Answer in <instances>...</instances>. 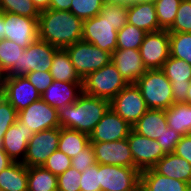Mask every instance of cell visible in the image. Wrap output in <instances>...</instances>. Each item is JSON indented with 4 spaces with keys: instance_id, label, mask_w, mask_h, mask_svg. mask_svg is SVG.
Masks as SVG:
<instances>
[{
    "instance_id": "1",
    "label": "cell",
    "mask_w": 191,
    "mask_h": 191,
    "mask_svg": "<svg viewBox=\"0 0 191 191\" xmlns=\"http://www.w3.org/2000/svg\"><path fill=\"white\" fill-rule=\"evenodd\" d=\"M83 22L70 11H41L38 19L39 39L64 49L82 40Z\"/></svg>"
},
{
    "instance_id": "2",
    "label": "cell",
    "mask_w": 191,
    "mask_h": 191,
    "mask_svg": "<svg viewBox=\"0 0 191 191\" xmlns=\"http://www.w3.org/2000/svg\"><path fill=\"white\" fill-rule=\"evenodd\" d=\"M110 108V101L82 93L70 105L58 109L60 127L90 135Z\"/></svg>"
},
{
    "instance_id": "3",
    "label": "cell",
    "mask_w": 191,
    "mask_h": 191,
    "mask_svg": "<svg viewBox=\"0 0 191 191\" xmlns=\"http://www.w3.org/2000/svg\"><path fill=\"white\" fill-rule=\"evenodd\" d=\"M135 84L149 109L166 110L174 103L171 82L161 69H147Z\"/></svg>"
},
{
    "instance_id": "4",
    "label": "cell",
    "mask_w": 191,
    "mask_h": 191,
    "mask_svg": "<svg viewBox=\"0 0 191 191\" xmlns=\"http://www.w3.org/2000/svg\"><path fill=\"white\" fill-rule=\"evenodd\" d=\"M128 83L110 62L82 80L83 93L111 101Z\"/></svg>"
},
{
    "instance_id": "5",
    "label": "cell",
    "mask_w": 191,
    "mask_h": 191,
    "mask_svg": "<svg viewBox=\"0 0 191 191\" xmlns=\"http://www.w3.org/2000/svg\"><path fill=\"white\" fill-rule=\"evenodd\" d=\"M64 49L69 54L70 60L82 80L88 74L109 64L112 59L111 53L83 40Z\"/></svg>"
},
{
    "instance_id": "6",
    "label": "cell",
    "mask_w": 191,
    "mask_h": 191,
    "mask_svg": "<svg viewBox=\"0 0 191 191\" xmlns=\"http://www.w3.org/2000/svg\"><path fill=\"white\" fill-rule=\"evenodd\" d=\"M110 107L131 126L149 109L135 83L127 84L110 101Z\"/></svg>"
},
{
    "instance_id": "7",
    "label": "cell",
    "mask_w": 191,
    "mask_h": 191,
    "mask_svg": "<svg viewBox=\"0 0 191 191\" xmlns=\"http://www.w3.org/2000/svg\"><path fill=\"white\" fill-rule=\"evenodd\" d=\"M141 172L134 167L100 164L101 191H136Z\"/></svg>"
},
{
    "instance_id": "8",
    "label": "cell",
    "mask_w": 191,
    "mask_h": 191,
    "mask_svg": "<svg viewBox=\"0 0 191 191\" xmlns=\"http://www.w3.org/2000/svg\"><path fill=\"white\" fill-rule=\"evenodd\" d=\"M59 48L37 39L27 46L19 59V76L31 71H50L55 52Z\"/></svg>"
},
{
    "instance_id": "9",
    "label": "cell",
    "mask_w": 191,
    "mask_h": 191,
    "mask_svg": "<svg viewBox=\"0 0 191 191\" xmlns=\"http://www.w3.org/2000/svg\"><path fill=\"white\" fill-rule=\"evenodd\" d=\"M139 52L147 69H161L170 57L168 30L147 33L139 47Z\"/></svg>"
},
{
    "instance_id": "10",
    "label": "cell",
    "mask_w": 191,
    "mask_h": 191,
    "mask_svg": "<svg viewBox=\"0 0 191 191\" xmlns=\"http://www.w3.org/2000/svg\"><path fill=\"white\" fill-rule=\"evenodd\" d=\"M60 127L46 129L29 139L27 153L22 162L27 167L42 166L47 158L58 149Z\"/></svg>"
},
{
    "instance_id": "11",
    "label": "cell",
    "mask_w": 191,
    "mask_h": 191,
    "mask_svg": "<svg viewBox=\"0 0 191 191\" xmlns=\"http://www.w3.org/2000/svg\"><path fill=\"white\" fill-rule=\"evenodd\" d=\"M127 142L134 160V168L140 172L153 168L165 156L157 140L141 136L133 130L130 131Z\"/></svg>"
},
{
    "instance_id": "12",
    "label": "cell",
    "mask_w": 191,
    "mask_h": 191,
    "mask_svg": "<svg viewBox=\"0 0 191 191\" xmlns=\"http://www.w3.org/2000/svg\"><path fill=\"white\" fill-rule=\"evenodd\" d=\"M38 19L4 12L3 38L26 48L39 38Z\"/></svg>"
},
{
    "instance_id": "13",
    "label": "cell",
    "mask_w": 191,
    "mask_h": 191,
    "mask_svg": "<svg viewBox=\"0 0 191 191\" xmlns=\"http://www.w3.org/2000/svg\"><path fill=\"white\" fill-rule=\"evenodd\" d=\"M118 31L106 19L99 14L93 18L84 20L82 40L92 43L96 47L113 53L117 49Z\"/></svg>"
},
{
    "instance_id": "14",
    "label": "cell",
    "mask_w": 191,
    "mask_h": 191,
    "mask_svg": "<svg viewBox=\"0 0 191 191\" xmlns=\"http://www.w3.org/2000/svg\"><path fill=\"white\" fill-rule=\"evenodd\" d=\"M17 118L34 133L60 127L58 110L42 99L19 111Z\"/></svg>"
},
{
    "instance_id": "15",
    "label": "cell",
    "mask_w": 191,
    "mask_h": 191,
    "mask_svg": "<svg viewBox=\"0 0 191 191\" xmlns=\"http://www.w3.org/2000/svg\"><path fill=\"white\" fill-rule=\"evenodd\" d=\"M131 130L132 126L110 107L96 124L89 138L90 142L119 141L127 138Z\"/></svg>"
},
{
    "instance_id": "16",
    "label": "cell",
    "mask_w": 191,
    "mask_h": 191,
    "mask_svg": "<svg viewBox=\"0 0 191 191\" xmlns=\"http://www.w3.org/2000/svg\"><path fill=\"white\" fill-rule=\"evenodd\" d=\"M98 164L134 167L127 138L111 142H90Z\"/></svg>"
},
{
    "instance_id": "17",
    "label": "cell",
    "mask_w": 191,
    "mask_h": 191,
    "mask_svg": "<svg viewBox=\"0 0 191 191\" xmlns=\"http://www.w3.org/2000/svg\"><path fill=\"white\" fill-rule=\"evenodd\" d=\"M161 70L171 82L173 102H186L191 81V65L184 60L170 56Z\"/></svg>"
},
{
    "instance_id": "18",
    "label": "cell",
    "mask_w": 191,
    "mask_h": 191,
    "mask_svg": "<svg viewBox=\"0 0 191 191\" xmlns=\"http://www.w3.org/2000/svg\"><path fill=\"white\" fill-rule=\"evenodd\" d=\"M2 95L17 112L41 99V94L25 76L7 77Z\"/></svg>"
},
{
    "instance_id": "19",
    "label": "cell",
    "mask_w": 191,
    "mask_h": 191,
    "mask_svg": "<svg viewBox=\"0 0 191 191\" xmlns=\"http://www.w3.org/2000/svg\"><path fill=\"white\" fill-rule=\"evenodd\" d=\"M34 135L18 118L5 132L2 140L3 150L14 162H23L27 153L29 139Z\"/></svg>"
},
{
    "instance_id": "20",
    "label": "cell",
    "mask_w": 191,
    "mask_h": 191,
    "mask_svg": "<svg viewBox=\"0 0 191 191\" xmlns=\"http://www.w3.org/2000/svg\"><path fill=\"white\" fill-rule=\"evenodd\" d=\"M111 62L128 84L135 83L147 71L139 50L116 49L112 53Z\"/></svg>"
},
{
    "instance_id": "21",
    "label": "cell",
    "mask_w": 191,
    "mask_h": 191,
    "mask_svg": "<svg viewBox=\"0 0 191 191\" xmlns=\"http://www.w3.org/2000/svg\"><path fill=\"white\" fill-rule=\"evenodd\" d=\"M82 93V82L53 80V83L41 94V99L58 110L73 104Z\"/></svg>"
},
{
    "instance_id": "22",
    "label": "cell",
    "mask_w": 191,
    "mask_h": 191,
    "mask_svg": "<svg viewBox=\"0 0 191 191\" xmlns=\"http://www.w3.org/2000/svg\"><path fill=\"white\" fill-rule=\"evenodd\" d=\"M128 23L147 33L162 30L159 27L153 1L127 6Z\"/></svg>"
},
{
    "instance_id": "23",
    "label": "cell",
    "mask_w": 191,
    "mask_h": 191,
    "mask_svg": "<svg viewBox=\"0 0 191 191\" xmlns=\"http://www.w3.org/2000/svg\"><path fill=\"white\" fill-rule=\"evenodd\" d=\"M167 127L165 110L148 109L132 126V130L141 136L156 140Z\"/></svg>"
},
{
    "instance_id": "24",
    "label": "cell",
    "mask_w": 191,
    "mask_h": 191,
    "mask_svg": "<svg viewBox=\"0 0 191 191\" xmlns=\"http://www.w3.org/2000/svg\"><path fill=\"white\" fill-rule=\"evenodd\" d=\"M153 169L161 175L191 185V164L175 153L165 154V156L155 164Z\"/></svg>"
},
{
    "instance_id": "25",
    "label": "cell",
    "mask_w": 191,
    "mask_h": 191,
    "mask_svg": "<svg viewBox=\"0 0 191 191\" xmlns=\"http://www.w3.org/2000/svg\"><path fill=\"white\" fill-rule=\"evenodd\" d=\"M189 183L157 173L153 168L140 174V188L144 191H188Z\"/></svg>"
},
{
    "instance_id": "26",
    "label": "cell",
    "mask_w": 191,
    "mask_h": 191,
    "mask_svg": "<svg viewBox=\"0 0 191 191\" xmlns=\"http://www.w3.org/2000/svg\"><path fill=\"white\" fill-rule=\"evenodd\" d=\"M28 167L13 162L0 172V191H28Z\"/></svg>"
},
{
    "instance_id": "27",
    "label": "cell",
    "mask_w": 191,
    "mask_h": 191,
    "mask_svg": "<svg viewBox=\"0 0 191 191\" xmlns=\"http://www.w3.org/2000/svg\"><path fill=\"white\" fill-rule=\"evenodd\" d=\"M168 127L182 136L191 134V105L186 102L173 103L165 110Z\"/></svg>"
},
{
    "instance_id": "28",
    "label": "cell",
    "mask_w": 191,
    "mask_h": 191,
    "mask_svg": "<svg viewBox=\"0 0 191 191\" xmlns=\"http://www.w3.org/2000/svg\"><path fill=\"white\" fill-rule=\"evenodd\" d=\"M50 74L53 80L62 82H82V79L77 74L69 54L65 49H58L55 52Z\"/></svg>"
},
{
    "instance_id": "29",
    "label": "cell",
    "mask_w": 191,
    "mask_h": 191,
    "mask_svg": "<svg viewBox=\"0 0 191 191\" xmlns=\"http://www.w3.org/2000/svg\"><path fill=\"white\" fill-rule=\"evenodd\" d=\"M24 50L9 39H0V66L7 77L19 76V59Z\"/></svg>"
},
{
    "instance_id": "30",
    "label": "cell",
    "mask_w": 191,
    "mask_h": 191,
    "mask_svg": "<svg viewBox=\"0 0 191 191\" xmlns=\"http://www.w3.org/2000/svg\"><path fill=\"white\" fill-rule=\"evenodd\" d=\"M90 144L89 135L76 130L60 127L58 149L73 158Z\"/></svg>"
},
{
    "instance_id": "31",
    "label": "cell",
    "mask_w": 191,
    "mask_h": 191,
    "mask_svg": "<svg viewBox=\"0 0 191 191\" xmlns=\"http://www.w3.org/2000/svg\"><path fill=\"white\" fill-rule=\"evenodd\" d=\"M28 191H58L57 176L42 166L28 167Z\"/></svg>"
},
{
    "instance_id": "32",
    "label": "cell",
    "mask_w": 191,
    "mask_h": 191,
    "mask_svg": "<svg viewBox=\"0 0 191 191\" xmlns=\"http://www.w3.org/2000/svg\"><path fill=\"white\" fill-rule=\"evenodd\" d=\"M182 0H154L159 27L168 30L175 21Z\"/></svg>"
},
{
    "instance_id": "33",
    "label": "cell",
    "mask_w": 191,
    "mask_h": 191,
    "mask_svg": "<svg viewBox=\"0 0 191 191\" xmlns=\"http://www.w3.org/2000/svg\"><path fill=\"white\" fill-rule=\"evenodd\" d=\"M147 32L127 23L118 31L117 49L139 50Z\"/></svg>"
},
{
    "instance_id": "34",
    "label": "cell",
    "mask_w": 191,
    "mask_h": 191,
    "mask_svg": "<svg viewBox=\"0 0 191 191\" xmlns=\"http://www.w3.org/2000/svg\"><path fill=\"white\" fill-rule=\"evenodd\" d=\"M170 56L191 65V33H169Z\"/></svg>"
},
{
    "instance_id": "35",
    "label": "cell",
    "mask_w": 191,
    "mask_h": 191,
    "mask_svg": "<svg viewBox=\"0 0 191 191\" xmlns=\"http://www.w3.org/2000/svg\"><path fill=\"white\" fill-rule=\"evenodd\" d=\"M99 15L107 19L116 31L121 30L128 23L127 5L105 2Z\"/></svg>"
},
{
    "instance_id": "36",
    "label": "cell",
    "mask_w": 191,
    "mask_h": 191,
    "mask_svg": "<svg viewBox=\"0 0 191 191\" xmlns=\"http://www.w3.org/2000/svg\"><path fill=\"white\" fill-rule=\"evenodd\" d=\"M0 10L33 19H39L40 14L32 0H0Z\"/></svg>"
},
{
    "instance_id": "37",
    "label": "cell",
    "mask_w": 191,
    "mask_h": 191,
    "mask_svg": "<svg viewBox=\"0 0 191 191\" xmlns=\"http://www.w3.org/2000/svg\"><path fill=\"white\" fill-rule=\"evenodd\" d=\"M104 3L105 0H72L70 12L84 21L97 16Z\"/></svg>"
},
{
    "instance_id": "38",
    "label": "cell",
    "mask_w": 191,
    "mask_h": 191,
    "mask_svg": "<svg viewBox=\"0 0 191 191\" xmlns=\"http://www.w3.org/2000/svg\"><path fill=\"white\" fill-rule=\"evenodd\" d=\"M169 33H191V0H182Z\"/></svg>"
},
{
    "instance_id": "39",
    "label": "cell",
    "mask_w": 191,
    "mask_h": 191,
    "mask_svg": "<svg viewBox=\"0 0 191 191\" xmlns=\"http://www.w3.org/2000/svg\"><path fill=\"white\" fill-rule=\"evenodd\" d=\"M17 116L16 109L0 94V149H3L2 140L5 132L16 122Z\"/></svg>"
},
{
    "instance_id": "40",
    "label": "cell",
    "mask_w": 191,
    "mask_h": 191,
    "mask_svg": "<svg viewBox=\"0 0 191 191\" xmlns=\"http://www.w3.org/2000/svg\"><path fill=\"white\" fill-rule=\"evenodd\" d=\"M42 167L59 176L71 167V158L57 149L47 158Z\"/></svg>"
},
{
    "instance_id": "41",
    "label": "cell",
    "mask_w": 191,
    "mask_h": 191,
    "mask_svg": "<svg viewBox=\"0 0 191 191\" xmlns=\"http://www.w3.org/2000/svg\"><path fill=\"white\" fill-rule=\"evenodd\" d=\"M81 191H101L100 186V164L96 163L86 168L80 177Z\"/></svg>"
},
{
    "instance_id": "42",
    "label": "cell",
    "mask_w": 191,
    "mask_h": 191,
    "mask_svg": "<svg viewBox=\"0 0 191 191\" xmlns=\"http://www.w3.org/2000/svg\"><path fill=\"white\" fill-rule=\"evenodd\" d=\"M81 174L72 166L69 167L65 172L57 176L58 191H81Z\"/></svg>"
},
{
    "instance_id": "43",
    "label": "cell",
    "mask_w": 191,
    "mask_h": 191,
    "mask_svg": "<svg viewBox=\"0 0 191 191\" xmlns=\"http://www.w3.org/2000/svg\"><path fill=\"white\" fill-rule=\"evenodd\" d=\"M96 158L91 143L85 147L80 153L71 158V166L81 173L88 167L95 165Z\"/></svg>"
},
{
    "instance_id": "44",
    "label": "cell",
    "mask_w": 191,
    "mask_h": 191,
    "mask_svg": "<svg viewBox=\"0 0 191 191\" xmlns=\"http://www.w3.org/2000/svg\"><path fill=\"white\" fill-rule=\"evenodd\" d=\"M182 135L174 129L167 127L161 137L156 138L164 154L174 153L176 144L180 141Z\"/></svg>"
},
{
    "instance_id": "45",
    "label": "cell",
    "mask_w": 191,
    "mask_h": 191,
    "mask_svg": "<svg viewBox=\"0 0 191 191\" xmlns=\"http://www.w3.org/2000/svg\"><path fill=\"white\" fill-rule=\"evenodd\" d=\"M26 79L42 94L52 83L53 77L50 71H31L25 75Z\"/></svg>"
},
{
    "instance_id": "46",
    "label": "cell",
    "mask_w": 191,
    "mask_h": 191,
    "mask_svg": "<svg viewBox=\"0 0 191 191\" xmlns=\"http://www.w3.org/2000/svg\"><path fill=\"white\" fill-rule=\"evenodd\" d=\"M174 153L191 164V134L184 135L176 144Z\"/></svg>"
},
{
    "instance_id": "47",
    "label": "cell",
    "mask_w": 191,
    "mask_h": 191,
    "mask_svg": "<svg viewBox=\"0 0 191 191\" xmlns=\"http://www.w3.org/2000/svg\"><path fill=\"white\" fill-rule=\"evenodd\" d=\"M72 0H50L49 9L70 11Z\"/></svg>"
},
{
    "instance_id": "48",
    "label": "cell",
    "mask_w": 191,
    "mask_h": 191,
    "mask_svg": "<svg viewBox=\"0 0 191 191\" xmlns=\"http://www.w3.org/2000/svg\"><path fill=\"white\" fill-rule=\"evenodd\" d=\"M14 161L8 156V154L0 149V172L10 166Z\"/></svg>"
},
{
    "instance_id": "49",
    "label": "cell",
    "mask_w": 191,
    "mask_h": 191,
    "mask_svg": "<svg viewBox=\"0 0 191 191\" xmlns=\"http://www.w3.org/2000/svg\"><path fill=\"white\" fill-rule=\"evenodd\" d=\"M149 1H154V0H105V2L118 3L127 6Z\"/></svg>"
},
{
    "instance_id": "50",
    "label": "cell",
    "mask_w": 191,
    "mask_h": 191,
    "mask_svg": "<svg viewBox=\"0 0 191 191\" xmlns=\"http://www.w3.org/2000/svg\"><path fill=\"white\" fill-rule=\"evenodd\" d=\"M34 6L38 9L39 12L48 10L50 7V0H32Z\"/></svg>"
},
{
    "instance_id": "51",
    "label": "cell",
    "mask_w": 191,
    "mask_h": 191,
    "mask_svg": "<svg viewBox=\"0 0 191 191\" xmlns=\"http://www.w3.org/2000/svg\"><path fill=\"white\" fill-rule=\"evenodd\" d=\"M6 78H7L6 72L0 66V94H2L5 89Z\"/></svg>"
},
{
    "instance_id": "52",
    "label": "cell",
    "mask_w": 191,
    "mask_h": 191,
    "mask_svg": "<svg viewBox=\"0 0 191 191\" xmlns=\"http://www.w3.org/2000/svg\"><path fill=\"white\" fill-rule=\"evenodd\" d=\"M4 12L0 10V39H3Z\"/></svg>"
},
{
    "instance_id": "53",
    "label": "cell",
    "mask_w": 191,
    "mask_h": 191,
    "mask_svg": "<svg viewBox=\"0 0 191 191\" xmlns=\"http://www.w3.org/2000/svg\"><path fill=\"white\" fill-rule=\"evenodd\" d=\"M186 103H189L191 105V81H190L189 88H188Z\"/></svg>"
},
{
    "instance_id": "54",
    "label": "cell",
    "mask_w": 191,
    "mask_h": 191,
    "mask_svg": "<svg viewBox=\"0 0 191 191\" xmlns=\"http://www.w3.org/2000/svg\"><path fill=\"white\" fill-rule=\"evenodd\" d=\"M136 191H144V190H143L142 188L139 187Z\"/></svg>"
}]
</instances>
